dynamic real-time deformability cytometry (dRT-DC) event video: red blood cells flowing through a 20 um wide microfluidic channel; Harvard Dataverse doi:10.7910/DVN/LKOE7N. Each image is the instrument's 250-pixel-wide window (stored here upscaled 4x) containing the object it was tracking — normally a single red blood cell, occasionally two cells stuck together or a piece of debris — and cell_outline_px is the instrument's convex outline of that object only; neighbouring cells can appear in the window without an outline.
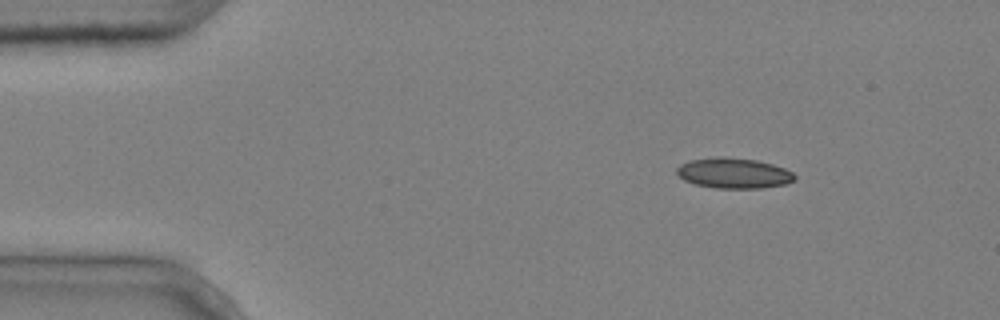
{"species": "common noctule bat (a hibernating species)", "species_latin": "Nyctalus noctula", "temperature_condition": "cold", "stored_images_in_passage": 3, "camera_frame_rate_fps": 3000, "um_per_image_px": 0.085, "animal": {"sex": "male", "body_mass_g": 20.4}, "frame": {"image": 1, "passage_image": 1, "time_ms": 0.0, "image_size_px": [1000, 320], "cell_outline_px": [[796, 180], [784, 184], [764, 188], [716, 188], [696, 184], [684, 180], [676, 172], [676, 168], [680, 164], [692, 160], [716, 156], [724, 156], [756, 160], [772, 164], [784, 168], [792, 172], [796, 176]], "centroid_in_image_um": [62.38, 14.71], "position_along_channel_um": 22.6, "area_um2": 20.92}}